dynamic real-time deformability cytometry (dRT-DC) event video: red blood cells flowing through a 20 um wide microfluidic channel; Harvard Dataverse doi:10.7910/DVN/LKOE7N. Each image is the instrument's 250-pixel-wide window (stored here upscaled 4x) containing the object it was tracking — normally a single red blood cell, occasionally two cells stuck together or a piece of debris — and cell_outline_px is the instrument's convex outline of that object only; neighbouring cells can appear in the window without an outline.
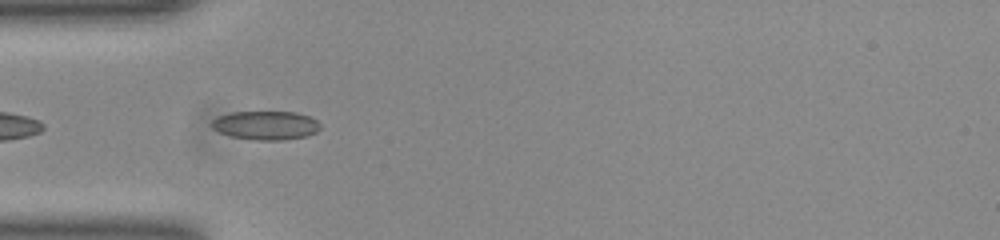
{"species": "common noctule bat (a hibernating species)", "species_latin": "Nyctalus noctula", "temperature_condition": "room temperature", "stored_images_in_passage": 38, "camera_frame_rate_fps": 3000, "um_per_image_px": 0.085, "animal": {"sex": "female", "body_mass_g": 23.0, "forearm_length_mm": 53.4}, "frame": {"image": 1, "passage_image": 2, "time_ms": 0.333, "image_size_px": [1000, 240], "cell_outline_px": [[320, 128], [316, 132], [304, 136], [280, 140], [256, 140], [232, 136], [220, 132], [212, 128], [208, 124], [216, 116], [232, 112], [296, 112], [308, 116], [316, 120], [320, 124]], "centroid_in_image_um": [22.54, 10.64], "position_along_channel_um": 62.5, "area_um2": 18.15}}
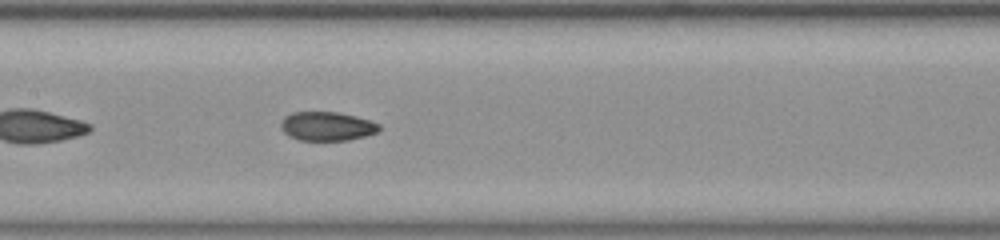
{"frame": {"image": 2, "passage_image": 11, "time_ms": 3.333, "image_size_px": [1000, 240], "cell_outline_px": [[380, 128], [376, 132], [364, 136], [348, 140], [300, 140], [288, 136], [280, 128], [280, 120], [284, 116], [292, 112], [340, 112], [356, 116], [380, 124]], "centroid_in_image_um": [27.74, 10.72], "position_along_channel_um": 179.7, "area_um2": 16.65}}
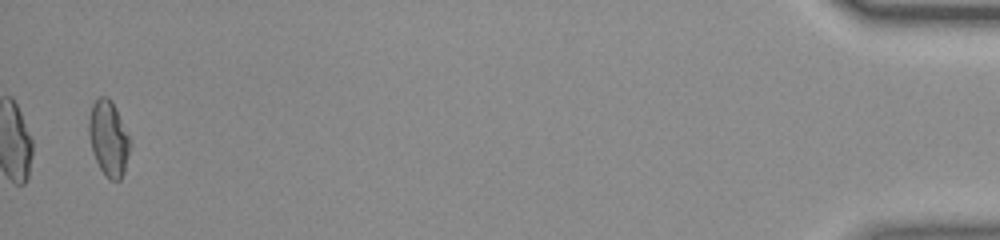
{"frame": {"image": 3, "passage_image": 37, "time_ms": 12.0, "image_size_px": [1000, 240], "cell_outline_px": [[132, 144], [124, 172], [120, 180], [112, 180], [104, 176], [96, 160], [92, 148], [88, 132], [88, 124], [92, 104], [100, 96], [108, 96], [112, 100], [116, 108]], "centroid_in_image_um": [9.24, 11.76], "position_along_channel_um": 426.0, "area_um2": 18.09}, "authors_computed_cell_mechanics": {"area_um2": 17.1666, "velocity_mm_per_s": 3.9246, "shape_relaxation_time_tau1_ms": null, "shape_relaxation_time_tau2_ms": 1.5362, "deformation_change_tau1": null, "deformation_change_tau2": 0.0536}}